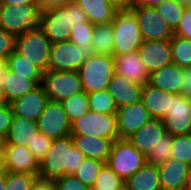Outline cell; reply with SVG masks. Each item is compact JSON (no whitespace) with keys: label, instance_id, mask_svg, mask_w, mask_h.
Listing matches in <instances>:
<instances>
[{"label":"cell","instance_id":"f5cc1de1","mask_svg":"<svg viewBox=\"0 0 191 190\" xmlns=\"http://www.w3.org/2000/svg\"><path fill=\"white\" fill-rule=\"evenodd\" d=\"M163 0H144L140 6L155 7L159 5Z\"/></svg>","mask_w":191,"mask_h":190},{"label":"cell","instance_id":"74e56055","mask_svg":"<svg viewBox=\"0 0 191 190\" xmlns=\"http://www.w3.org/2000/svg\"><path fill=\"white\" fill-rule=\"evenodd\" d=\"M170 158L191 166V134L173 136Z\"/></svg>","mask_w":191,"mask_h":190},{"label":"cell","instance_id":"c3c4849f","mask_svg":"<svg viewBox=\"0 0 191 190\" xmlns=\"http://www.w3.org/2000/svg\"><path fill=\"white\" fill-rule=\"evenodd\" d=\"M107 2L118 11L131 9V0H107Z\"/></svg>","mask_w":191,"mask_h":190},{"label":"cell","instance_id":"83f0119b","mask_svg":"<svg viewBox=\"0 0 191 190\" xmlns=\"http://www.w3.org/2000/svg\"><path fill=\"white\" fill-rule=\"evenodd\" d=\"M94 25L111 23L118 12L107 0H74Z\"/></svg>","mask_w":191,"mask_h":190},{"label":"cell","instance_id":"7a4b0ae2","mask_svg":"<svg viewBox=\"0 0 191 190\" xmlns=\"http://www.w3.org/2000/svg\"><path fill=\"white\" fill-rule=\"evenodd\" d=\"M87 21L86 13L73 1L65 6L41 11L39 28L53 44L69 41L72 26Z\"/></svg>","mask_w":191,"mask_h":190},{"label":"cell","instance_id":"484cf974","mask_svg":"<svg viewBox=\"0 0 191 190\" xmlns=\"http://www.w3.org/2000/svg\"><path fill=\"white\" fill-rule=\"evenodd\" d=\"M37 133L39 129L36 121L13 115L11 127L3 141L29 147Z\"/></svg>","mask_w":191,"mask_h":190},{"label":"cell","instance_id":"8fae6325","mask_svg":"<svg viewBox=\"0 0 191 190\" xmlns=\"http://www.w3.org/2000/svg\"><path fill=\"white\" fill-rule=\"evenodd\" d=\"M36 122L39 132L53 140L71 135V123L61 102L49 100Z\"/></svg>","mask_w":191,"mask_h":190},{"label":"cell","instance_id":"ee69618b","mask_svg":"<svg viewBox=\"0 0 191 190\" xmlns=\"http://www.w3.org/2000/svg\"><path fill=\"white\" fill-rule=\"evenodd\" d=\"M15 51V36L0 28V58L7 59Z\"/></svg>","mask_w":191,"mask_h":190},{"label":"cell","instance_id":"f907efd6","mask_svg":"<svg viewBox=\"0 0 191 190\" xmlns=\"http://www.w3.org/2000/svg\"><path fill=\"white\" fill-rule=\"evenodd\" d=\"M0 3L21 6L22 4L37 3V1L36 0H0Z\"/></svg>","mask_w":191,"mask_h":190},{"label":"cell","instance_id":"9c48e42d","mask_svg":"<svg viewBox=\"0 0 191 190\" xmlns=\"http://www.w3.org/2000/svg\"><path fill=\"white\" fill-rule=\"evenodd\" d=\"M42 87L51 101L62 102L83 92L78 71H51L42 74Z\"/></svg>","mask_w":191,"mask_h":190},{"label":"cell","instance_id":"d6986e66","mask_svg":"<svg viewBox=\"0 0 191 190\" xmlns=\"http://www.w3.org/2000/svg\"><path fill=\"white\" fill-rule=\"evenodd\" d=\"M143 86L115 73L107 85V90L117 108H120L140 102Z\"/></svg>","mask_w":191,"mask_h":190},{"label":"cell","instance_id":"8d00e7d4","mask_svg":"<svg viewBox=\"0 0 191 190\" xmlns=\"http://www.w3.org/2000/svg\"><path fill=\"white\" fill-rule=\"evenodd\" d=\"M172 144L173 136L168 133L164 134L157 146L146 156L147 163L155 166L164 164L170 158Z\"/></svg>","mask_w":191,"mask_h":190},{"label":"cell","instance_id":"5bb4252c","mask_svg":"<svg viewBox=\"0 0 191 190\" xmlns=\"http://www.w3.org/2000/svg\"><path fill=\"white\" fill-rule=\"evenodd\" d=\"M2 151L8 172H18L39 176V161L29 147L3 141Z\"/></svg>","mask_w":191,"mask_h":190},{"label":"cell","instance_id":"7bdbcfd3","mask_svg":"<svg viewBox=\"0 0 191 190\" xmlns=\"http://www.w3.org/2000/svg\"><path fill=\"white\" fill-rule=\"evenodd\" d=\"M13 118V111L10 103L0 105V138L4 140L9 132Z\"/></svg>","mask_w":191,"mask_h":190},{"label":"cell","instance_id":"d6a6232c","mask_svg":"<svg viewBox=\"0 0 191 190\" xmlns=\"http://www.w3.org/2000/svg\"><path fill=\"white\" fill-rule=\"evenodd\" d=\"M61 103L70 123L90 110L88 96L84 91L63 100Z\"/></svg>","mask_w":191,"mask_h":190},{"label":"cell","instance_id":"44dd1931","mask_svg":"<svg viewBox=\"0 0 191 190\" xmlns=\"http://www.w3.org/2000/svg\"><path fill=\"white\" fill-rule=\"evenodd\" d=\"M0 82L5 103H11L13 100L37 88L42 79H28V76L17 75L6 68Z\"/></svg>","mask_w":191,"mask_h":190},{"label":"cell","instance_id":"ac0fdd59","mask_svg":"<svg viewBox=\"0 0 191 190\" xmlns=\"http://www.w3.org/2000/svg\"><path fill=\"white\" fill-rule=\"evenodd\" d=\"M166 133L163 120L151 118L136 133L128 137L127 140L133 147L147 156L148 153L157 146L160 138Z\"/></svg>","mask_w":191,"mask_h":190},{"label":"cell","instance_id":"681fc988","mask_svg":"<svg viewBox=\"0 0 191 190\" xmlns=\"http://www.w3.org/2000/svg\"><path fill=\"white\" fill-rule=\"evenodd\" d=\"M35 190H55L52 181L38 179L35 183Z\"/></svg>","mask_w":191,"mask_h":190},{"label":"cell","instance_id":"f6af8a7d","mask_svg":"<svg viewBox=\"0 0 191 190\" xmlns=\"http://www.w3.org/2000/svg\"><path fill=\"white\" fill-rule=\"evenodd\" d=\"M174 35L191 40V7H186L181 22L173 31Z\"/></svg>","mask_w":191,"mask_h":190},{"label":"cell","instance_id":"ffe728a7","mask_svg":"<svg viewBox=\"0 0 191 190\" xmlns=\"http://www.w3.org/2000/svg\"><path fill=\"white\" fill-rule=\"evenodd\" d=\"M115 73L128 80L145 85L149 81V73L142 63L138 52L113 54Z\"/></svg>","mask_w":191,"mask_h":190},{"label":"cell","instance_id":"7c38bea8","mask_svg":"<svg viewBox=\"0 0 191 190\" xmlns=\"http://www.w3.org/2000/svg\"><path fill=\"white\" fill-rule=\"evenodd\" d=\"M130 10L137 18L143 40H169L173 37L174 32L155 7L138 5Z\"/></svg>","mask_w":191,"mask_h":190},{"label":"cell","instance_id":"60d3db41","mask_svg":"<svg viewBox=\"0 0 191 190\" xmlns=\"http://www.w3.org/2000/svg\"><path fill=\"white\" fill-rule=\"evenodd\" d=\"M53 143V139L47 137L43 133H37L34 141L30 144L29 149L35 158L40 162L46 155Z\"/></svg>","mask_w":191,"mask_h":190},{"label":"cell","instance_id":"91938a15","mask_svg":"<svg viewBox=\"0 0 191 190\" xmlns=\"http://www.w3.org/2000/svg\"><path fill=\"white\" fill-rule=\"evenodd\" d=\"M5 103L4 98H3V94H2V90H1V82H0V105Z\"/></svg>","mask_w":191,"mask_h":190},{"label":"cell","instance_id":"8992f818","mask_svg":"<svg viewBox=\"0 0 191 190\" xmlns=\"http://www.w3.org/2000/svg\"><path fill=\"white\" fill-rule=\"evenodd\" d=\"M52 43L38 27L15 37V50L42 73L48 71Z\"/></svg>","mask_w":191,"mask_h":190},{"label":"cell","instance_id":"680465c9","mask_svg":"<svg viewBox=\"0 0 191 190\" xmlns=\"http://www.w3.org/2000/svg\"><path fill=\"white\" fill-rule=\"evenodd\" d=\"M144 0H131V8L140 5Z\"/></svg>","mask_w":191,"mask_h":190},{"label":"cell","instance_id":"e575fe53","mask_svg":"<svg viewBox=\"0 0 191 190\" xmlns=\"http://www.w3.org/2000/svg\"><path fill=\"white\" fill-rule=\"evenodd\" d=\"M106 163L98 159L85 158L79 165L77 172L74 174L88 188H92L101 168Z\"/></svg>","mask_w":191,"mask_h":190},{"label":"cell","instance_id":"d4e9b609","mask_svg":"<svg viewBox=\"0 0 191 190\" xmlns=\"http://www.w3.org/2000/svg\"><path fill=\"white\" fill-rule=\"evenodd\" d=\"M175 94L162 91L152 85L146 83L143 86L141 102L149 111L152 118L163 119L170 109L171 100Z\"/></svg>","mask_w":191,"mask_h":190},{"label":"cell","instance_id":"db71d44e","mask_svg":"<svg viewBox=\"0 0 191 190\" xmlns=\"http://www.w3.org/2000/svg\"><path fill=\"white\" fill-rule=\"evenodd\" d=\"M184 190H191V166H190L188 174L186 176V182H185Z\"/></svg>","mask_w":191,"mask_h":190},{"label":"cell","instance_id":"bcb514c9","mask_svg":"<svg viewBox=\"0 0 191 190\" xmlns=\"http://www.w3.org/2000/svg\"><path fill=\"white\" fill-rule=\"evenodd\" d=\"M41 11L47 10L49 8L65 6L74 0H36Z\"/></svg>","mask_w":191,"mask_h":190},{"label":"cell","instance_id":"d590c367","mask_svg":"<svg viewBox=\"0 0 191 190\" xmlns=\"http://www.w3.org/2000/svg\"><path fill=\"white\" fill-rule=\"evenodd\" d=\"M124 183L125 181L105 164L101 168L91 190H124Z\"/></svg>","mask_w":191,"mask_h":190},{"label":"cell","instance_id":"30bf717a","mask_svg":"<svg viewBox=\"0 0 191 190\" xmlns=\"http://www.w3.org/2000/svg\"><path fill=\"white\" fill-rule=\"evenodd\" d=\"M93 54L92 48L79 47L70 40L53 43L48 70L78 71L85 60Z\"/></svg>","mask_w":191,"mask_h":190},{"label":"cell","instance_id":"f35d334b","mask_svg":"<svg viewBox=\"0 0 191 190\" xmlns=\"http://www.w3.org/2000/svg\"><path fill=\"white\" fill-rule=\"evenodd\" d=\"M94 28L95 25L89 21L77 25L74 24L70 30L69 40L79 47L92 48L91 42Z\"/></svg>","mask_w":191,"mask_h":190},{"label":"cell","instance_id":"2e32d148","mask_svg":"<svg viewBox=\"0 0 191 190\" xmlns=\"http://www.w3.org/2000/svg\"><path fill=\"white\" fill-rule=\"evenodd\" d=\"M137 52L149 74L173 63L171 39L153 41L144 40Z\"/></svg>","mask_w":191,"mask_h":190},{"label":"cell","instance_id":"3957f363","mask_svg":"<svg viewBox=\"0 0 191 190\" xmlns=\"http://www.w3.org/2000/svg\"><path fill=\"white\" fill-rule=\"evenodd\" d=\"M83 91L88 93L106 90L115 74L113 55L93 54L78 70Z\"/></svg>","mask_w":191,"mask_h":190},{"label":"cell","instance_id":"f546056e","mask_svg":"<svg viewBox=\"0 0 191 190\" xmlns=\"http://www.w3.org/2000/svg\"><path fill=\"white\" fill-rule=\"evenodd\" d=\"M7 68L17 75L28 76V79H42L43 73L16 50L7 58Z\"/></svg>","mask_w":191,"mask_h":190},{"label":"cell","instance_id":"52a82bcc","mask_svg":"<svg viewBox=\"0 0 191 190\" xmlns=\"http://www.w3.org/2000/svg\"><path fill=\"white\" fill-rule=\"evenodd\" d=\"M146 162V156L133 147L127 139H118L112 144L106 164L126 181Z\"/></svg>","mask_w":191,"mask_h":190},{"label":"cell","instance_id":"816d5d0a","mask_svg":"<svg viewBox=\"0 0 191 190\" xmlns=\"http://www.w3.org/2000/svg\"><path fill=\"white\" fill-rule=\"evenodd\" d=\"M7 173L3 151L0 152V176Z\"/></svg>","mask_w":191,"mask_h":190},{"label":"cell","instance_id":"7dc6e473","mask_svg":"<svg viewBox=\"0 0 191 190\" xmlns=\"http://www.w3.org/2000/svg\"><path fill=\"white\" fill-rule=\"evenodd\" d=\"M183 89L182 94L191 96V68L184 69L183 68Z\"/></svg>","mask_w":191,"mask_h":190},{"label":"cell","instance_id":"6f0895ef","mask_svg":"<svg viewBox=\"0 0 191 190\" xmlns=\"http://www.w3.org/2000/svg\"><path fill=\"white\" fill-rule=\"evenodd\" d=\"M178 1L186 7H191V0H178Z\"/></svg>","mask_w":191,"mask_h":190},{"label":"cell","instance_id":"277c9868","mask_svg":"<svg viewBox=\"0 0 191 190\" xmlns=\"http://www.w3.org/2000/svg\"><path fill=\"white\" fill-rule=\"evenodd\" d=\"M41 10L37 3L18 5L1 4L0 28L15 37L39 27Z\"/></svg>","mask_w":191,"mask_h":190},{"label":"cell","instance_id":"7402d4cb","mask_svg":"<svg viewBox=\"0 0 191 190\" xmlns=\"http://www.w3.org/2000/svg\"><path fill=\"white\" fill-rule=\"evenodd\" d=\"M183 68L171 63L149 74L148 84L162 91L178 95L183 89Z\"/></svg>","mask_w":191,"mask_h":190},{"label":"cell","instance_id":"4dcf8cb0","mask_svg":"<svg viewBox=\"0 0 191 190\" xmlns=\"http://www.w3.org/2000/svg\"><path fill=\"white\" fill-rule=\"evenodd\" d=\"M172 61L184 69L191 68V40L173 35L171 38Z\"/></svg>","mask_w":191,"mask_h":190},{"label":"cell","instance_id":"94428289","mask_svg":"<svg viewBox=\"0 0 191 190\" xmlns=\"http://www.w3.org/2000/svg\"><path fill=\"white\" fill-rule=\"evenodd\" d=\"M3 140L0 138V152L2 151Z\"/></svg>","mask_w":191,"mask_h":190},{"label":"cell","instance_id":"9f6ffc18","mask_svg":"<svg viewBox=\"0 0 191 190\" xmlns=\"http://www.w3.org/2000/svg\"><path fill=\"white\" fill-rule=\"evenodd\" d=\"M6 188V174L0 176V190H5Z\"/></svg>","mask_w":191,"mask_h":190},{"label":"cell","instance_id":"ab89813d","mask_svg":"<svg viewBox=\"0 0 191 190\" xmlns=\"http://www.w3.org/2000/svg\"><path fill=\"white\" fill-rule=\"evenodd\" d=\"M38 179L39 176L32 174L7 171L5 190H32Z\"/></svg>","mask_w":191,"mask_h":190},{"label":"cell","instance_id":"4fadbf2b","mask_svg":"<svg viewBox=\"0 0 191 190\" xmlns=\"http://www.w3.org/2000/svg\"><path fill=\"white\" fill-rule=\"evenodd\" d=\"M162 120L172 136L191 134V96L176 95Z\"/></svg>","mask_w":191,"mask_h":190},{"label":"cell","instance_id":"ba28073f","mask_svg":"<svg viewBox=\"0 0 191 190\" xmlns=\"http://www.w3.org/2000/svg\"><path fill=\"white\" fill-rule=\"evenodd\" d=\"M71 135H89L118 140L116 114L88 111L71 123Z\"/></svg>","mask_w":191,"mask_h":190},{"label":"cell","instance_id":"9a60e30c","mask_svg":"<svg viewBox=\"0 0 191 190\" xmlns=\"http://www.w3.org/2000/svg\"><path fill=\"white\" fill-rule=\"evenodd\" d=\"M116 117L119 139H127L152 118L141 101L118 108Z\"/></svg>","mask_w":191,"mask_h":190},{"label":"cell","instance_id":"1f68e13d","mask_svg":"<svg viewBox=\"0 0 191 190\" xmlns=\"http://www.w3.org/2000/svg\"><path fill=\"white\" fill-rule=\"evenodd\" d=\"M155 8L172 31H174L181 22L186 6L178 0H163Z\"/></svg>","mask_w":191,"mask_h":190},{"label":"cell","instance_id":"603a6c76","mask_svg":"<svg viewBox=\"0 0 191 190\" xmlns=\"http://www.w3.org/2000/svg\"><path fill=\"white\" fill-rule=\"evenodd\" d=\"M189 168L188 164L172 158L159 165L162 190H184Z\"/></svg>","mask_w":191,"mask_h":190},{"label":"cell","instance_id":"836d02e7","mask_svg":"<svg viewBox=\"0 0 191 190\" xmlns=\"http://www.w3.org/2000/svg\"><path fill=\"white\" fill-rule=\"evenodd\" d=\"M89 109L93 112L116 114L117 106L108 90L88 93Z\"/></svg>","mask_w":191,"mask_h":190},{"label":"cell","instance_id":"f1b7e54d","mask_svg":"<svg viewBox=\"0 0 191 190\" xmlns=\"http://www.w3.org/2000/svg\"><path fill=\"white\" fill-rule=\"evenodd\" d=\"M91 46L94 54L113 55L114 38L111 23L95 25Z\"/></svg>","mask_w":191,"mask_h":190},{"label":"cell","instance_id":"6da1fadb","mask_svg":"<svg viewBox=\"0 0 191 190\" xmlns=\"http://www.w3.org/2000/svg\"><path fill=\"white\" fill-rule=\"evenodd\" d=\"M85 158L74 146L72 135L55 139L39 162V179L54 181L65 175H74Z\"/></svg>","mask_w":191,"mask_h":190},{"label":"cell","instance_id":"5b68a950","mask_svg":"<svg viewBox=\"0 0 191 190\" xmlns=\"http://www.w3.org/2000/svg\"><path fill=\"white\" fill-rule=\"evenodd\" d=\"M113 54L133 53L142 45L143 37L135 14L131 10L118 11L113 21Z\"/></svg>","mask_w":191,"mask_h":190},{"label":"cell","instance_id":"cb8c5ba5","mask_svg":"<svg viewBox=\"0 0 191 190\" xmlns=\"http://www.w3.org/2000/svg\"><path fill=\"white\" fill-rule=\"evenodd\" d=\"M74 146L86 158L98 159L106 163L114 140L89 135H72Z\"/></svg>","mask_w":191,"mask_h":190},{"label":"cell","instance_id":"e0dca14e","mask_svg":"<svg viewBox=\"0 0 191 190\" xmlns=\"http://www.w3.org/2000/svg\"><path fill=\"white\" fill-rule=\"evenodd\" d=\"M49 101L40 84L34 90L13 100L10 105L13 115L37 121Z\"/></svg>","mask_w":191,"mask_h":190},{"label":"cell","instance_id":"b9f144b4","mask_svg":"<svg viewBox=\"0 0 191 190\" xmlns=\"http://www.w3.org/2000/svg\"><path fill=\"white\" fill-rule=\"evenodd\" d=\"M55 190H91L75 175H65L52 181Z\"/></svg>","mask_w":191,"mask_h":190},{"label":"cell","instance_id":"4316f807","mask_svg":"<svg viewBox=\"0 0 191 190\" xmlns=\"http://www.w3.org/2000/svg\"><path fill=\"white\" fill-rule=\"evenodd\" d=\"M124 184L125 190H162L158 166L147 162Z\"/></svg>","mask_w":191,"mask_h":190},{"label":"cell","instance_id":"11a10c76","mask_svg":"<svg viewBox=\"0 0 191 190\" xmlns=\"http://www.w3.org/2000/svg\"><path fill=\"white\" fill-rule=\"evenodd\" d=\"M7 68V59L0 58V78Z\"/></svg>","mask_w":191,"mask_h":190}]
</instances>
